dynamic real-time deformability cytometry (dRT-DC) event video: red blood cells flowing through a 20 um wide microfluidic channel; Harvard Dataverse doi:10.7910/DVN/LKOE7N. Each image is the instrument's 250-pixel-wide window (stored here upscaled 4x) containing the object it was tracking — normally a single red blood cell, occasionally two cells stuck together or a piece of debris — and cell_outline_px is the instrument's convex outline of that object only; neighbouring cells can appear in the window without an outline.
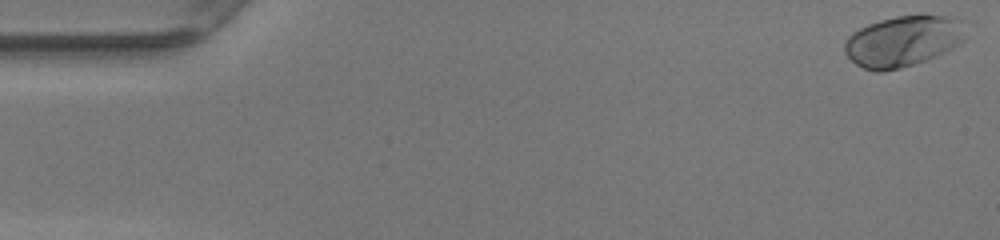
{"species": "human", "species_latin": "Homo sapiens", "temperature_condition": "warm", "stored_images_in_passage": 49, "camera_frame_rate_fps": 3000, "um_per_image_px": 0.085, "donor": {"sex": "female"}, "frame": {"image": 1, "passage_image": 1, "time_ms": 0.0, "image_size_px": [1000, 240], "cell_outline_px": [[964, 40], [960, 44], [952, 48], [924, 60], [900, 68], [884, 72], [876, 72], [864, 68], [856, 64], [844, 52], [844, 40], [852, 32], [868, 24], [880, 20], [896, 16], [920, 12], [924, 12], [956, 16], [960, 20]], "centroid_in_image_um": [76.74, 3.44], "position_along_channel_um": 8.3, "area_um2": 36.36}}
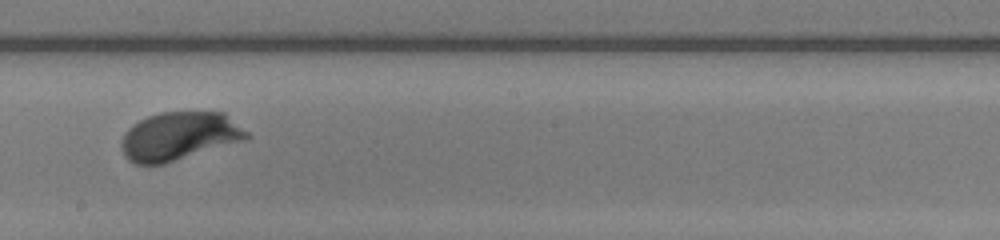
{"frame": {"image": 2, "passage_image": 28, "time_ms": 9.0, "image_size_px": [1000, 240], "cell_outline_px": [[252, 136], [244, 140], [164, 164], [136, 164], [128, 160], [124, 156], [120, 148], [120, 144], [124, 132], [132, 124], [148, 116], [160, 112], [224, 112], [248, 132]], "centroid_in_image_um": [15.2, 11.57], "position_along_channel_um": 233.0, "area_um2": 35.37}}
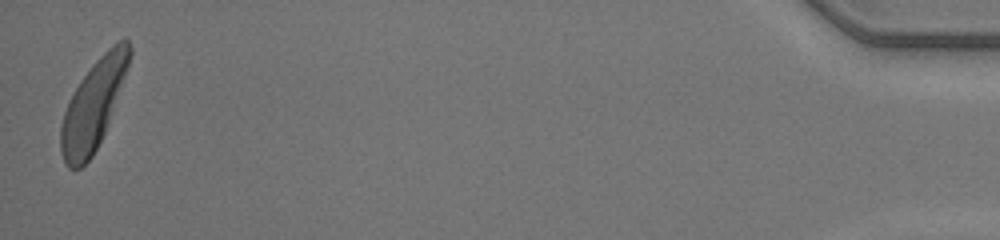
{"frame": {"image": 3, "passage_image": 49, "time_ms": 16.0, "image_size_px": [1000, 240], "cell_outline_px": [[132, 52], [128, 68], [104, 132], [92, 156], [80, 168], [68, 168], [64, 164], [60, 152], [60, 128], [64, 112], [80, 80], [96, 60], [108, 48], [124, 36], [128, 40], [132, 48]], "centroid_in_image_um": [7.93, 8.9], "position_along_channel_um": 427.3, "area_um2": 34.97}, "authors_computed_cell_mechanics": {"area_um2": 34.1598, "velocity_mm_per_s": 4.1571, "shape_relaxation_time_tau1_ms": 1.1958, "shape_relaxation_time_tau2_ms": null, "deformation_change_tau1": 0.124, "deformation_change_tau2": null}}